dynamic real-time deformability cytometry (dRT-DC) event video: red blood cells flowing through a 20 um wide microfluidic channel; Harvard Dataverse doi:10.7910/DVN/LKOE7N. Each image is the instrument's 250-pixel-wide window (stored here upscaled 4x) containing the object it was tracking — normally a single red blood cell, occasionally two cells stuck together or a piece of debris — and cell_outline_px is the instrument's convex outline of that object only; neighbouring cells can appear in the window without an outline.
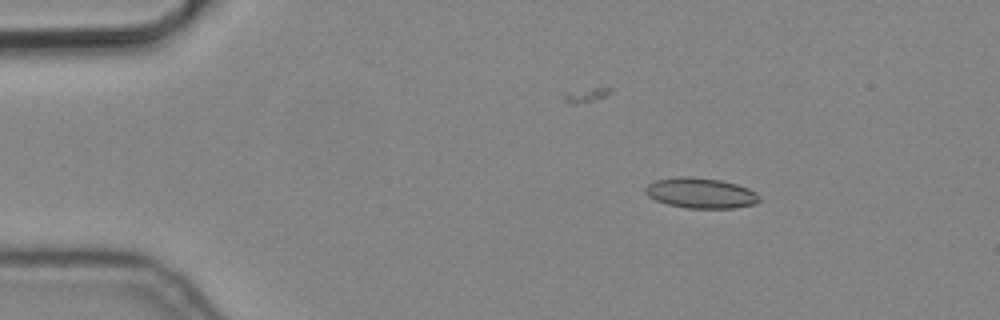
{"species": "common noctule bat (a hibernating species)", "species_latin": "Nyctalus noctula", "temperature_condition": "cold", "stored_images_in_passage": 4, "camera_frame_rate_fps": 3000, "um_per_image_px": 0.085, "animal": {"sex": "male", "body_mass_g": 19.2, "forearm_length_mm": 51.8}, "frame": {"image": 1, "passage_image": 2, "time_ms": 0.333, "image_size_px": [1000, 320], "cell_outline_px": [[760, 200], [756, 204], [736, 208], [688, 208], [668, 204], [656, 200], [648, 196], [644, 192], [644, 188], [648, 184], [656, 180], [676, 176], [692, 176], [720, 180], [736, 184], [748, 188], [756, 192], [760, 196]], "centroid_in_image_um": [59.57, 16.4], "position_along_channel_um": 25.4, "area_um2": 20.35}}